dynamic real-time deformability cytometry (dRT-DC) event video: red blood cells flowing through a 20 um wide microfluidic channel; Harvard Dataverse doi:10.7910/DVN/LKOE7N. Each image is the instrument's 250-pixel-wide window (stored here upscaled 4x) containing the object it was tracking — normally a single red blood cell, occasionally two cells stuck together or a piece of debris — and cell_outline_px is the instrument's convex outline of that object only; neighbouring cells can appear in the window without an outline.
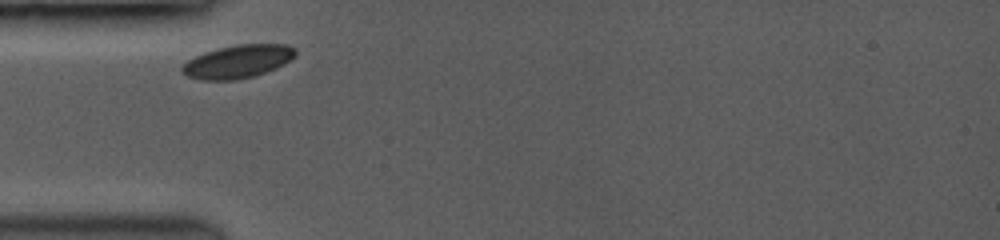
{"species": "common noctule bat (a hibernating species)", "species_latin": "Nyctalus noctula", "temperature_condition": "room temperature", "stored_images_in_passage": 15, "camera_frame_rate_fps": 3500, "um_per_image_px": 0.085, "animal": {"sex": "female", "body_mass_g": 19.0, "forearm_length_mm": 53.3}, "frame": {"image": 1, "passage_image": 1, "time_ms": 0.0, "image_size_px": [1000, 240], "cell_outline_px": [[296, 56], [284, 64], [276, 68], [252, 76], [236, 80], [200, 80], [188, 76], [180, 68], [188, 60], [204, 52], [216, 48], [240, 44], [288, 44], [296, 48]], "centroid_in_image_um": [20.24, 5.22], "position_along_channel_um": 64.8, "area_um2": 21.85}}
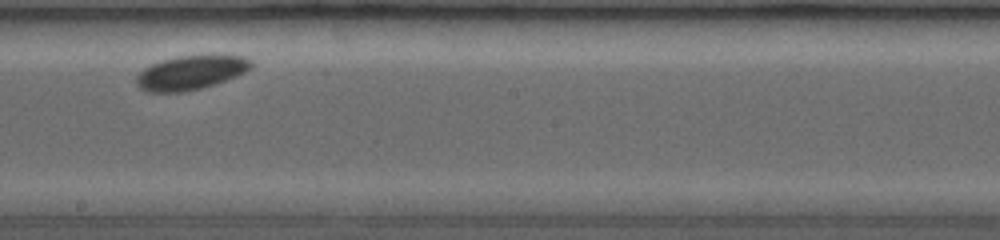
{"frame": {"image": 2, "passage_image": 8, "time_ms": 4.571, "image_size_px": [1000, 240], "cell_outline_px": [[252, 68], [236, 76], [200, 88], [180, 92], [152, 92], [140, 88], [136, 84], [136, 76], [144, 68], [160, 60], [176, 56], [212, 52], [216, 52], [244, 56], [252, 60]], "centroid_in_image_um": [16.27, 6.1], "position_along_channel_um": 231.9, "area_um2": 23.47}}
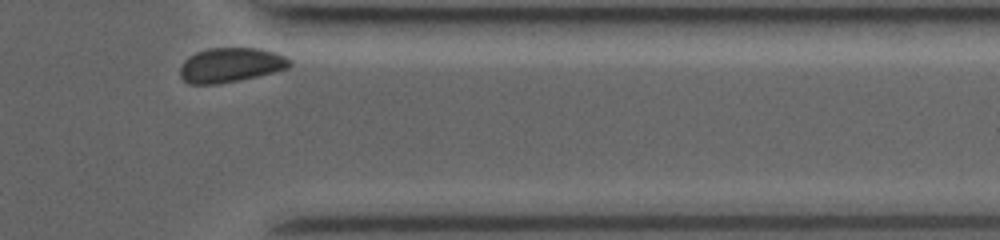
{"frame": {"image": 3, "passage_image": 15, "time_ms": 8.857, "image_size_px": [1000, 240], "cell_outline_px": [[292, 64], [288, 68], [272, 72], [236, 80], [216, 84], [188, 84], [180, 76], [180, 68], [184, 60], [200, 52], [212, 48], [256, 48], [272, 52], [284, 56]], "centroid_in_image_um": [19.57, 5.53], "position_along_channel_um": 391.8, "area_um2": 21.39}, "authors_computed_cell_mechanics": {"area_um2": 22.0218, "velocity_mm_per_s": 3.6831, "shape_relaxation_time_tau1_ms": 3.9238, "shape_relaxation_time_tau2_ms": 1.1655, "deformation_change_tau1": 0.0318, "deformation_change_tau2": 0.0202}}